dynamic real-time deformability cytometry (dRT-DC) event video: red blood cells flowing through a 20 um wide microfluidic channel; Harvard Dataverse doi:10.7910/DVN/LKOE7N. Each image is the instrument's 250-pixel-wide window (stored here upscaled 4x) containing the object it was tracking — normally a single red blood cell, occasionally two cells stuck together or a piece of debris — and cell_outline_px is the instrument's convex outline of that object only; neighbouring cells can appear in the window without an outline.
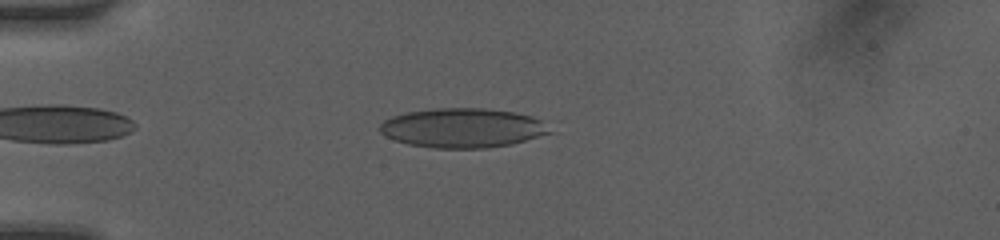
{"species": "human", "species_latin": "Homo sapiens", "temperature_condition": "room temperature", "stored_images_in_passage": 16, "camera_frame_rate_fps": 3000, "um_per_image_px": 0.085, "donor": {"sex": "female"}, "frame": {"image": 1, "passage_image": 6, "time_ms": 1.667, "image_size_px": [1000, 240], "cell_outline_px": [[556, 132], [512, 144], [488, 148], [436, 148], [408, 144], [396, 140], [380, 132], [380, 124], [384, 120], [392, 116], [408, 112], [436, 108], [484, 108], [512, 112], [532, 116], [540, 120]], "centroid_in_image_um": [39.37, 10.88], "position_along_channel_um": 45.6, "area_um2": 39.02}}
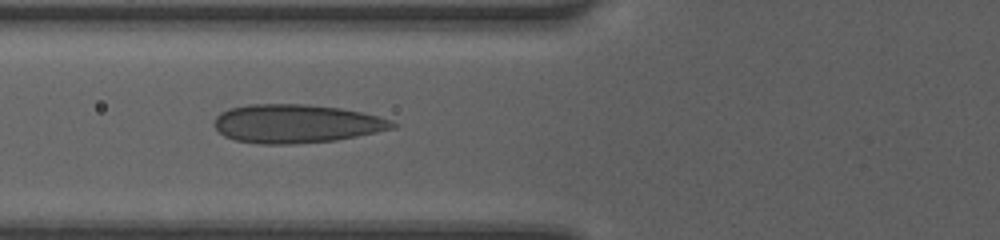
{"frame": {"image": 2, "passage_image": 12, "time_ms": 3.667, "image_size_px": [1000, 240], "cell_outline_px": [[396, 128], [336, 140], [292, 144], [260, 144], [236, 140], [224, 136], [212, 124], [216, 116], [220, 112], [228, 108], [248, 104], [308, 104], [340, 108], [360, 112], [376, 116], [388, 120], [396, 124]], "centroid_in_image_um": [25.12, 10.51], "position_along_channel_um": 100.7, "area_um2": 40.0}}
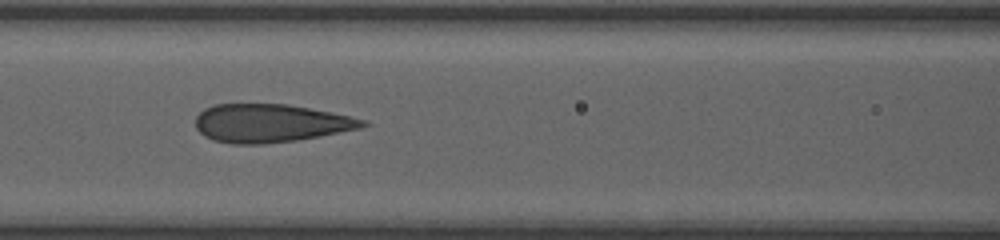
{"frame": {"image": 3, "passage_image": 15, "time_ms": 4.667, "image_size_px": [1000, 240], "cell_outline_px": [[368, 124], [360, 128], [320, 136], [296, 140], [264, 144], [232, 144], [212, 140], [204, 136], [196, 128], [196, 116], [204, 108], [212, 104], [288, 104], [368, 120]], "centroid_in_image_um": [22.94, 10.47], "position_along_channel_um": 143.7, "area_um2": 37.17}}